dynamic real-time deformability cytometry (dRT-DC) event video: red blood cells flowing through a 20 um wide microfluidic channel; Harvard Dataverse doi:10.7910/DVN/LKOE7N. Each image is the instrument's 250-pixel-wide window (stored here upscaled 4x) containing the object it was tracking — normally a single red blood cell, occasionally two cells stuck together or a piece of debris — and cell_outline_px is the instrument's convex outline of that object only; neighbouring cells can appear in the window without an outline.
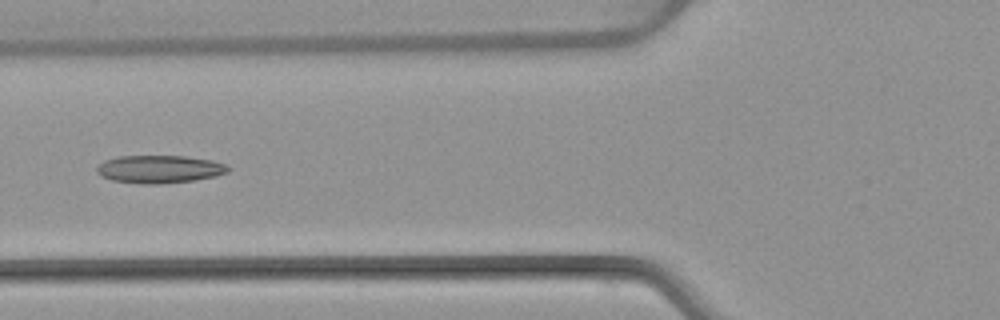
{"species": "common noctule bat (a hibernating species)", "species_latin": "Nyctalus noctula", "temperature_condition": "warm", "stored_images_in_passage": 4, "camera_frame_rate_fps": 3000, "um_per_image_px": 0.085, "animal": {"sex": "female", "body_mass_g": 22.7, "forearm_length_mm": 54.2}, "frame": {"image": 1, "passage_image": 3, "time_ms": 2.667, "image_size_px": [1000, 320], "cell_outline_px": [[232, 168], [228, 172], [216, 176], [196, 180], [160, 184], [140, 184], [112, 180], [100, 176], [96, 172], [96, 168], [104, 160], [116, 156], [184, 156], [212, 160], [228, 164]], "centroid_in_image_um": [13.57, 14.38], "position_along_channel_um": 112.2, "area_um2": 21.62}}
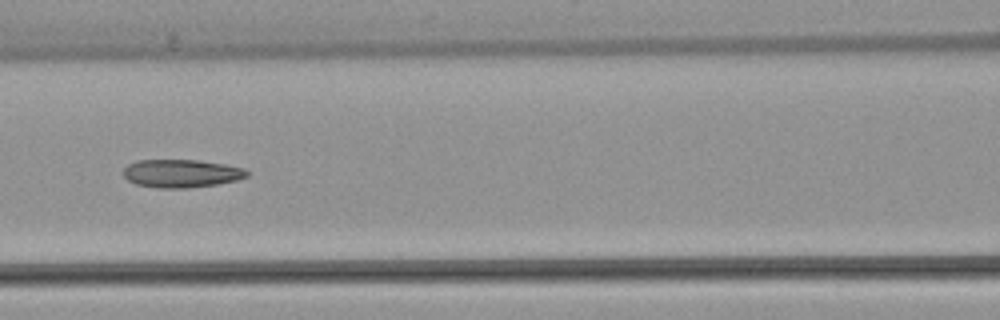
{"frame": {"image": 2, "passage_image": 4, "time_ms": 3.667, "image_size_px": [1000, 320], "cell_outline_px": [[248, 176], [236, 180], [216, 184], [188, 188], [160, 188], [136, 184], [128, 180], [124, 176], [124, 168], [128, 164], [136, 160], [200, 160], [224, 164], [244, 168], [248, 172]], "centroid_in_image_um": [15.41, 14.73], "position_along_channel_um": 151.2, "area_um2": 20.17}}